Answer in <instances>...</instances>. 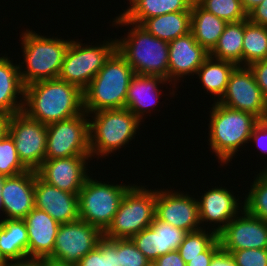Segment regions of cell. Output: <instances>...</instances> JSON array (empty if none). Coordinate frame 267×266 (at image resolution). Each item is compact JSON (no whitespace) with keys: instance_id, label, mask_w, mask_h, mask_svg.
<instances>
[{"instance_id":"6da1fadb","label":"cell","mask_w":267,"mask_h":266,"mask_svg":"<svg viewBox=\"0 0 267 266\" xmlns=\"http://www.w3.org/2000/svg\"><path fill=\"white\" fill-rule=\"evenodd\" d=\"M23 112L45 125L84 112L83 91L60 79L41 80L25 86Z\"/></svg>"},{"instance_id":"7a4b0ae2","label":"cell","mask_w":267,"mask_h":266,"mask_svg":"<svg viewBox=\"0 0 267 266\" xmlns=\"http://www.w3.org/2000/svg\"><path fill=\"white\" fill-rule=\"evenodd\" d=\"M116 15L112 19V27H131L124 37L116 39L118 52L132 66L135 74L160 76L168 80V42L151 35L143 26L126 20L120 13Z\"/></svg>"},{"instance_id":"3957f363","label":"cell","mask_w":267,"mask_h":266,"mask_svg":"<svg viewBox=\"0 0 267 266\" xmlns=\"http://www.w3.org/2000/svg\"><path fill=\"white\" fill-rule=\"evenodd\" d=\"M209 111L207 147L218 159L219 166L229 163L247 146L253 127L259 119L249 112L234 110L213 102Z\"/></svg>"},{"instance_id":"277c9868","label":"cell","mask_w":267,"mask_h":266,"mask_svg":"<svg viewBox=\"0 0 267 266\" xmlns=\"http://www.w3.org/2000/svg\"><path fill=\"white\" fill-rule=\"evenodd\" d=\"M36 32L27 28L19 33L23 56L19 58L23 60L19 61L18 66L24 86L41 80L57 79L72 40Z\"/></svg>"},{"instance_id":"5b68a950","label":"cell","mask_w":267,"mask_h":266,"mask_svg":"<svg viewBox=\"0 0 267 266\" xmlns=\"http://www.w3.org/2000/svg\"><path fill=\"white\" fill-rule=\"evenodd\" d=\"M90 134V156L102 159L130 147L142 122L127 108L101 110L88 114ZM126 145V146H125Z\"/></svg>"},{"instance_id":"8992f818","label":"cell","mask_w":267,"mask_h":266,"mask_svg":"<svg viewBox=\"0 0 267 266\" xmlns=\"http://www.w3.org/2000/svg\"><path fill=\"white\" fill-rule=\"evenodd\" d=\"M134 75L132 66L116 50L83 91L84 111L90 114L125 108L128 86Z\"/></svg>"},{"instance_id":"52a82bcc","label":"cell","mask_w":267,"mask_h":266,"mask_svg":"<svg viewBox=\"0 0 267 266\" xmlns=\"http://www.w3.org/2000/svg\"><path fill=\"white\" fill-rule=\"evenodd\" d=\"M134 183L124 195L111 224L103 232L107 239H131L155 219L156 188Z\"/></svg>"},{"instance_id":"ba28073f","label":"cell","mask_w":267,"mask_h":266,"mask_svg":"<svg viewBox=\"0 0 267 266\" xmlns=\"http://www.w3.org/2000/svg\"><path fill=\"white\" fill-rule=\"evenodd\" d=\"M109 38V39H106ZM71 40L65 53L58 79L75 85L84 91L105 62L117 50V39L105 37L96 43ZM101 41V42H100ZM93 44V45H92Z\"/></svg>"},{"instance_id":"9c48e42d","label":"cell","mask_w":267,"mask_h":266,"mask_svg":"<svg viewBox=\"0 0 267 266\" xmlns=\"http://www.w3.org/2000/svg\"><path fill=\"white\" fill-rule=\"evenodd\" d=\"M90 174L78 194L79 219L104 232L111 224L127 190L133 185L97 180ZM95 178V179H94ZM100 180V181H99Z\"/></svg>"},{"instance_id":"30bf717a","label":"cell","mask_w":267,"mask_h":266,"mask_svg":"<svg viewBox=\"0 0 267 266\" xmlns=\"http://www.w3.org/2000/svg\"><path fill=\"white\" fill-rule=\"evenodd\" d=\"M90 156L89 117L84 111L47 125L45 159Z\"/></svg>"},{"instance_id":"8fae6325","label":"cell","mask_w":267,"mask_h":266,"mask_svg":"<svg viewBox=\"0 0 267 266\" xmlns=\"http://www.w3.org/2000/svg\"><path fill=\"white\" fill-rule=\"evenodd\" d=\"M9 134L22 164L28 170L37 171L45 160L47 125L21 111L11 115Z\"/></svg>"},{"instance_id":"7c38bea8","label":"cell","mask_w":267,"mask_h":266,"mask_svg":"<svg viewBox=\"0 0 267 266\" xmlns=\"http://www.w3.org/2000/svg\"><path fill=\"white\" fill-rule=\"evenodd\" d=\"M213 187L214 185L207 191L203 190L204 193L199 191L202 195L199 196L196 193V197H198L201 228L211 230L218 235L244 209V201H242L244 197L230 190L234 186L229 189L222 185Z\"/></svg>"},{"instance_id":"4fadbf2b","label":"cell","mask_w":267,"mask_h":266,"mask_svg":"<svg viewBox=\"0 0 267 266\" xmlns=\"http://www.w3.org/2000/svg\"><path fill=\"white\" fill-rule=\"evenodd\" d=\"M218 103L267 119V102L248 66H237L229 77L226 91Z\"/></svg>"},{"instance_id":"5bb4252c","label":"cell","mask_w":267,"mask_h":266,"mask_svg":"<svg viewBox=\"0 0 267 266\" xmlns=\"http://www.w3.org/2000/svg\"><path fill=\"white\" fill-rule=\"evenodd\" d=\"M102 238L103 232L99 228L81 219L60 224L54 250L49 257L77 265L98 246Z\"/></svg>"},{"instance_id":"9a60e30c","label":"cell","mask_w":267,"mask_h":266,"mask_svg":"<svg viewBox=\"0 0 267 266\" xmlns=\"http://www.w3.org/2000/svg\"><path fill=\"white\" fill-rule=\"evenodd\" d=\"M156 188L155 217L185 232L201 229L197 197L179 189Z\"/></svg>"},{"instance_id":"2e32d148","label":"cell","mask_w":267,"mask_h":266,"mask_svg":"<svg viewBox=\"0 0 267 266\" xmlns=\"http://www.w3.org/2000/svg\"><path fill=\"white\" fill-rule=\"evenodd\" d=\"M221 250L267 249V222L243 209L218 234Z\"/></svg>"},{"instance_id":"e0dca14e","label":"cell","mask_w":267,"mask_h":266,"mask_svg":"<svg viewBox=\"0 0 267 266\" xmlns=\"http://www.w3.org/2000/svg\"><path fill=\"white\" fill-rule=\"evenodd\" d=\"M91 160V156L45 159L36 172L47 184L78 195L91 174Z\"/></svg>"},{"instance_id":"ac0fdd59","label":"cell","mask_w":267,"mask_h":266,"mask_svg":"<svg viewBox=\"0 0 267 266\" xmlns=\"http://www.w3.org/2000/svg\"><path fill=\"white\" fill-rule=\"evenodd\" d=\"M168 50V81L176 88L179 87L177 83L184 82L189 76L194 77L209 56L191 32L168 42Z\"/></svg>"},{"instance_id":"d6986e66","label":"cell","mask_w":267,"mask_h":266,"mask_svg":"<svg viewBox=\"0 0 267 266\" xmlns=\"http://www.w3.org/2000/svg\"><path fill=\"white\" fill-rule=\"evenodd\" d=\"M166 85L172 87L168 92L170 95L169 97L178 95L176 93L177 91H175L177 88L160 76L135 74L128 86L125 108L129 109L144 124V120L148 118V115L152 117L151 114L153 112L156 113L158 110L160 111V109L157 108L159 107L157 103H160V98L163 96V90H161V88L163 89Z\"/></svg>"},{"instance_id":"ffe728a7","label":"cell","mask_w":267,"mask_h":266,"mask_svg":"<svg viewBox=\"0 0 267 266\" xmlns=\"http://www.w3.org/2000/svg\"><path fill=\"white\" fill-rule=\"evenodd\" d=\"M37 172L25 171L15 176H5L1 193L3 219H24L35 208V178Z\"/></svg>"},{"instance_id":"44dd1931","label":"cell","mask_w":267,"mask_h":266,"mask_svg":"<svg viewBox=\"0 0 267 266\" xmlns=\"http://www.w3.org/2000/svg\"><path fill=\"white\" fill-rule=\"evenodd\" d=\"M186 233L155 217L149 227L134 235L131 240L150 262H154L159 256L178 250Z\"/></svg>"},{"instance_id":"7402d4cb","label":"cell","mask_w":267,"mask_h":266,"mask_svg":"<svg viewBox=\"0 0 267 266\" xmlns=\"http://www.w3.org/2000/svg\"><path fill=\"white\" fill-rule=\"evenodd\" d=\"M35 208L45 211L59 224L79 219L78 195L58 189L35 178Z\"/></svg>"},{"instance_id":"603a6c76","label":"cell","mask_w":267,"mask_h":266,"mask_svg":"<svg viewBox=\"0 0 267 266\" xmlns=\"http://www.w3.org/2000/svg\"><path fill=\"white\" fill-rule=\"evenodd\" d=\"M23 220L28 232V259L49 257L53 253L60 224L37 208L32 209Z\"/></svg>"},{"instance_id":"cb8c5ba5","label":"cell","mask_w":267,"mask_h":266,"mask_svg":"<svg viewBox=\"0 0 267 266\" xmlns=\"http://www.w3.org/2000/svg\"><path fill=\"white\" fill-rule=\"evenodd\" d=\"M8 55L0 54V111L13 115L23 111L25 86L17 62Z\"/></svg>"},{"instance_id":"d4e9b609","label":"cell","mask_w":267,"mask_h":266,"mask_svg":"<svg viewBox=\"0 0 267 266\" xmlns=\"http://www.w3.org/2000/svg\"><path fill=\"white\" fill-rule=\"evenodd\" d=\"M236 67L237 65L232 62L216 59L209 55L197 70L195 79H199V83L207 95L210 93L211 100L218 102L224 95L229 77Z\"/></svg>"},{"instance_id":"484cf974","label":"cell","mask_w":267,"mask_h":266,"mask_svg":"<svg viewBox=\"0 0 267 266\" xmlns=\"http://www.w3.org/2000/svg\"><path fill=\"white\" fill-rule=\"evenodd\" d=\"M28 232L23 219L0 221V252L10 262L28 259Z\"/></svg>"},{"instance_id":"4316f807","label":"cell","mask_w":267,"mask_h":266,"mask_svg":"<svg viewBox=\"0 0 267 266\" xmlns=\"http://www.w3.org/2000/svg\"><path fill=\"white\" fill-rule=\"evenodd\" d=\"M195 0H132L120 13L126 20L141 25L146 19L167 13L191 11Z\"/></svg>"},{"instance_id":"83f0119b","label":"cell","mask_w":267,"mask_h":266,"mask_svg":"<svg viewBox=\"0 0 267 266\" xmlns=\"http://www.w3.org/2000/svg\"><path fill=\"white\" fill-rule=\"evenodd\" d=\"M226 24L225 20L207 12L196 1L193 2L190 32L208 53L216 46Z\"/></svg>"},{"instance_id":"f1b7e54d","label":"cell","mask_w":267,"mask_h":266,"mask_svg":"<svg viewBox=\"0 0 267 266\" xmlns=\"http://www.w3.org/2000/svg\"><path fill=\"white\" fill-rule=\"evenodd\" d=\"M143 26L151 35L170 42L190 32L191 11H180L146 19Z\"/></svg>"},{"instance_id":"f546056e","label":"cell","mask_w":267,"mask_h":266,"mask_svg":"<svg viewBox=\"0 0 267 266\" xmlns=\"http://www.w3.org/2000/svg\"><path fill=\"white\" fill-rule=\"evenodd\" d=\"M243 37L244 20L227 23L216 46L209 55L242 66Z\"/></svg>"},{"instance_id":"4dcf8cb0","label":"cell","mask_w":267,"mask_h":266,"mask_svg":"<svg viewBox=\"0 0 267 266\" xmlns=\"http://www.w3.org/2000/svg\"><path fill=\"white\" fill-rule=\"evenodd\" d=\"M267 60V27L244 19L242 66Z\"/></svg>"},{"instance_id":"1f68e13d","label":"cell","mask_w":267,"mask_h":266,"mask_svg":"<svg viewBox=\"0 0 267 266\" xmlns=\"http://www.w3.org/2000/svg\"><path fill=\"white\" fill-rule=\"evenodd\" d=\"M257 173V174H256ZM248 191L244 190V209L252 216L267 222V171L255 172Z\"/></svg>"},{"instance_id":"d6a6232c","label":"cell","mask_w":267,"mask_h":266,"mask_svg":"<svg viewBox=\"0 0 267 266\" xmlns=\"http://www.w3.org/2000/svg\"><path fill=\"white\" fill-rule=\"evenodd\" d=\"M217 238L218 235L215 232L203 228L187 232L178 248V252L187 264L199 253L204 252Z\"/></svg>"},{"instance_id":"836d02e7","label":"cell","mask_w":267,"mask_h":266,"mask_svg":"<svg viewBox=\"0 0 267 266\" xmlns=\"http://www.w3.org/2000/svg\"><path fill=\"white\" fill-rule=\"evenodd\" d=\"M76 266H118V239L103 237Z\"/></svg>"},{"instance_id":"e575fe53","label":"cell","mask_w":267,"mask_h":266,"mask_svg":"<svg viewBox=\"0 0 267 266\" xmlns=\"http://www.w3.org/2000/svg\"><path fill=\"white\" fill-rule=\"evenodd\" d=\"M203 9L227 23L247 19L241 0H195Z\"/></svg>"},{"instance_id":"d590c367","label":"cell","mask_w":267,"mask_h":266,"mask_svg":"<svg viewBox=\"0 0 267 266\" xmlns=\"http://www.w3.org/2000/svg\"><path fill=\"white\" fill-rule=\"evenodd\" d=\"M28 169L19 159L13 138L8 133L0 140V175L15 176Z\"/></svg>"},{"instance_id":"8d00e7d4","label":"cell","mask_w":267,"mask_h":266,"mask_svg":"<svg viewBox=\"0 0 267 266\" xmlns=\"http://www.w3.org/2000/svg\"><path fill=\"white\" fill-rule=\"evenodd\" d=\"M150 260L131 239H118V266H148Z\"/></svg>"},{"instance_id":"74e56055","label":"cell","mask_w":267,"mask_h":266,"mask_svg":"<svg viewBox=\"0 0 267 266\" xmlns=\"http://www.w3.org/2000/svg\"><path fill=\"white\" fill-rule=\"evenodd\" d=\"M230 255L236 266H267V249H243Z\"/></svg>"},{"instance_id":"f35d334b","label":"cell","mask_w":267,"mask_h":266,"mask_svg":"<svg viewBox=\"0 0 267 266\" xmlns=\"http://www.w3.org/2000/svg\"><path fill=\"white\" fill-rule=\"evenodd\" d=\"M254 142V143H253ZM250 145L255 144V148L260 149L259 151L264 152L267 155V119L259 120L253 127L251 136L249 138ZM260 171H267V164H264V168Z\"/></svg>"},{"instance_id":"ab89813d","label":"cell","mask_w":267,"mask_h":266,"mask_svg":"<svg viewBox=\"0 0 267 266\" xmlns=\"http://www.w3.org/2000/svg\"><path fill=\"white\" fill-rule=\"evenodd\" d=\"M252 71L257 85L260 87L267 102V60H260L248 66Z\"/></svg>"},{"instance_id":"60d3db41","label":"cell","mask_w":267,"mask_h":266,"mask_svg":"<svg viewBox=\"0 0 267 266\" xmlns=\"http://www.w3.org/2000/svg\"><path fill=\"white\" fill-rule=\"evenodd\" d=\"M221 250L220 241L217 238L204 252L192 258L186 266H210L214 256Z\"/></svg>"},{"instance_id":"b9f144b4","label":"cell","mask_w":267,"mask_h":266,"mask_svg":"<svg viewBox=\"0 0 267 266\" xmlns=\"http://www.w3.org/2000/svg\"><path fill=\"white\" fill-rule=\"evenodd\" d=\"M247 18L250 22L267 27V0L262 1L259 5L253 8Z\"/></svg>"},{"instance_id":"7bdbcfd3","label":"cell","mask_w":267,"mask_h":266,"mask_svg":"<svg viewBox=\"0 0 267 266\" xmlns=\"http://www.w3.org/2000/svg\"><path fill=\"white\" fill-rule=\"evenodd\" d=\"M154 262L158 266H186V263L181 258L178 250H173L169 253L159 256Z\"/></svg>"},{"instance_id":"ee69618b","label":"cell","mask_w":267,"mask_h":266,"mask_svg":"<svg viewBox=\"0 0 267 266\" xmlns=\"http://www.w3.org/2000/svg\"><path fill=\"white\" fill-rule=\"evenodd\" d=\"M210 266H236L232 256L220 250L212 259Z\"/></svg>"},{"instance_id":"f6af8a7d","label":"cell","mask_w":267,"mask_h":266,"mask_svg":"<svg viewBox=\"0 0 267 266\" xmlns=\"http://www.w3.org/2000/svg\"><path fill=\"white\" fill-rule=\"evenodd\" d=\"M11 115L0 111V140L9 133V123Z\"/></svg>"},{"instance_id":"bcb514c9","label":"cell","mask_w":267,"mask_h":266,"mask_svg":"<svg viewBox=\"0 0 267 266\" xmlns=\"http://www.w3.org/2000/svg\"><path fill=\"white\" fill-rule=\"evenodd\" d=\"M39 260L43 263L44 266H76L51 257H43Z\"/></svg>"},{"instance_id":"7dc6e473","label":"cell","mask_w":267,"mask_h":266,"mask_svg":"<svg viewBox=\"0 0 267 266\" xmlns=\"http://www.w3.org/2000/svg\"><path fill=\"white\" fill-rule=\"evenodd\" d=\"M9 266H44L39 259H26L23 261L10 262Z\"/></svg>"},{"instance_id":"c3c4849f","label":"cell","mask_w":267,"mask_h":266,"mask_svg":"<svg viewBox=\"0 0 267 266\" xmlns=\"http://www.w3.org/2000/svg\"><path fill=\"white\" fill-rule=\"evenodd\" d=\"M264 0H241L243 9L248 14L253 8L259 5Z\"/></svg>"},{"instance_id":"681fc988","label":"cell","mask_w":267,"mask_h":266,"mask_svg":"<svg viewBox=\"0 0 267 266\" xmlns=\"http://www.w3.org/2000/svg\"><path fill=\"white\" fill-rule=\"evenodd\" d=\"M4 180H5V176L0 175V216L3 218V207H2V198H1V193H2V189H3V184H4Z\"/></svg>"},{"instance_id":"f907efd6","label":"cell","mask_w":267,"mask_h":266,"mask_svg":"<svg viewBox=\"0 0 267 266\" xmlns=\"http://www.w3.org/2000/svg\"><path fill=\"white\" fill-rule=\"evenodd\" d=\"M0 266H9V262L5 259V257L0 252Z\"/></svg>"},{"instance_id":"816d5d0a","label":"cell","mask_w":267,"mask_h":266,"mask_svg":"<svg viewBox=\"0 0 267 266\" xmlns=\"http://www.w3.org/2000/svg\"><path fill=\"white\" fill-rule=\"evenodd\" d=\"M148 266H158L155 262H150Z\"/></svg>"}]
</instances>
